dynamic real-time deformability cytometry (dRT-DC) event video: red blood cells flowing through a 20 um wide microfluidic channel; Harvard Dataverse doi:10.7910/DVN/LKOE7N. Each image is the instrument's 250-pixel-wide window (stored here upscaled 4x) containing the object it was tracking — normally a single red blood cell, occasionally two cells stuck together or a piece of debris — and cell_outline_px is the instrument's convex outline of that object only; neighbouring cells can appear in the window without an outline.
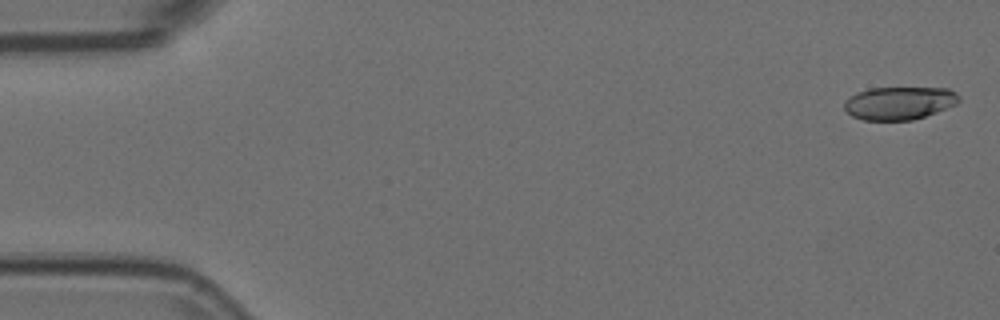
{"species": "Egyptian fruit bat (a non-hibernating species)", "species_latin": "Rousettus aegyptiacus", "temperature_condition": "room temperature", "stored_images_in_passage": 55, "camera_frame_rate_fps": 3000, "um_per_image_px": 0.085, "animal": {"sex": "female"}, "frame": {"image": 1, "passage_image": 2, "time_ms": 0.333, "image_size_px": [1000, 320], "cell_outline_px": [[960, 100], [956, 104], [936, 112], [912, 120], [864, 120], [852, 116], [844, 108], [844, 100], [856, 92], [868, 88], [948, 88], [956, 92], [960, 96]], "centroid_in_image_um": [76.42, 8.75], "position_along_channel_um": 8.6, "area_um2": 22.08}}
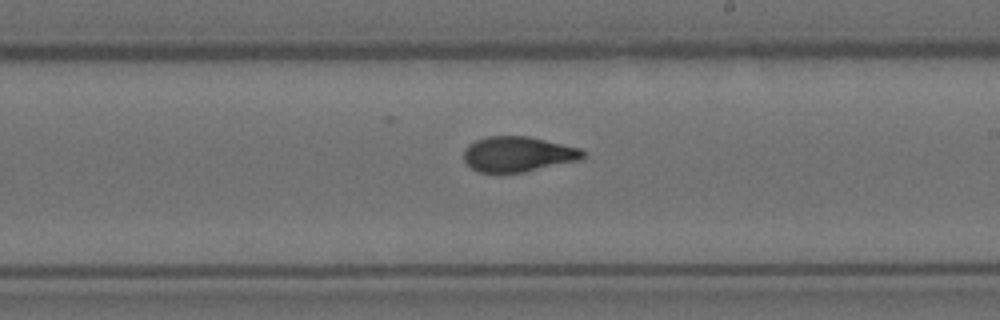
{"frame": {"image": 2, "passage_image": 32, "time_ms": 10.333, "image_size_px": [1000, 320], "cell_outline_px": [[584, 156], [580, 160], [524, 172], [480, 172], [472, 168], [464, 160], [464, 148], [468, 144], [476, 140], [488, 136], [528, 136], [580, 148], [584, 152]], "centroid_in_image_um": [44.02, 13.09], "position_along_channel_um": 245.0, "area_um2": 24.33}}
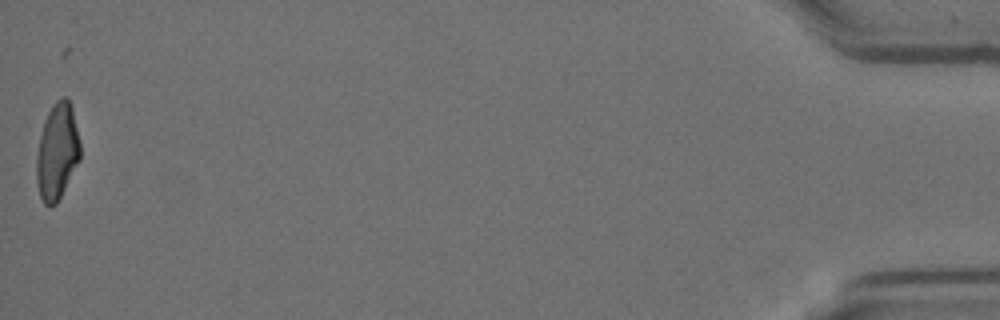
{"frame": {"image": 3, "passage_image": 55, "time_ms": 18.0, "image_size_px": [1000, 320], "cell_outline_px": [[80, 160], [56, 204], [44, 204], [40, 196], [36, 180], [36, 156], [40, 136], [44, 120], [52, 104], [60, 96], [64, 96], [68, 100], [72, 108], [80, 140]], "centroid_in_image_um": [4.86, 12.85], "position_along_channel_um": 430.3, "area_um2": 24.51}, "authors_computed_cell_mechanics": {"area_um2": 24.4494, "velocity_mm_per_s": 3.718, "shape_relaxation_time_tau1_ms": 6.9848, "shape_relaxation_time_tau2_ms": 1.5852, "deformation_change_tau1": 0.2105, "deformation_change_tau2": 0.0724}}